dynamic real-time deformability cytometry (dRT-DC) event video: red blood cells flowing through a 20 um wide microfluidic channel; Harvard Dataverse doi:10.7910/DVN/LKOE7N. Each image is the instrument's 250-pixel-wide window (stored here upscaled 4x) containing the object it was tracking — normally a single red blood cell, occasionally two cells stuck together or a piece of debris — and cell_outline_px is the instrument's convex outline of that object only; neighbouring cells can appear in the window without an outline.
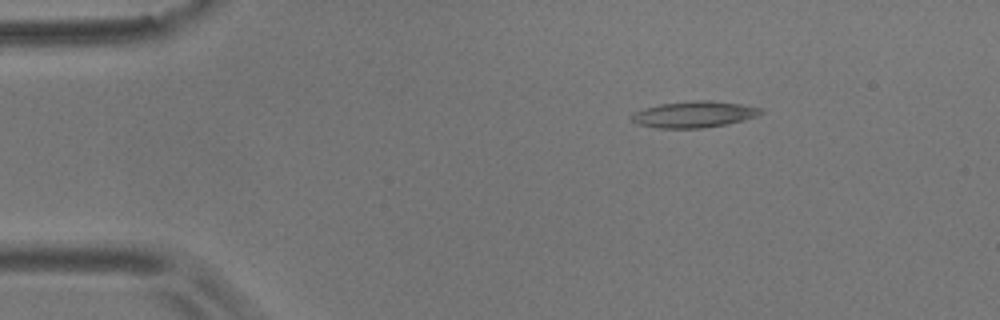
{"species": "common noctule bat (a hibernating species)", "species_latin": "Nyctalus noctula", "temperature_condition": "room temperature", "stored_images_in_passage": 3, "camera_frame_rate_fps": 3000, "um_per_image_px": 0.085, "animal": {"sex": "male", "body_mass_g": 17.9}, "frame": {"image": 1, "passage_image": 1, "time_ms": 0.0, "image_size_px": [1000, 320], "cell_outline_px": [[764, 112], [760, 116], [744, 120], [724, 124], [700, 128], [656, 128], [640, 124], [632, 120], [628, 116], [632, 112], [644, 108], [660, 104], [692, 100], [712, 100], [740, 104], [764, 108]], "centroid_in_image_um": [59.01, 9.71], "position_along_channel_um": 26.0, "area_um2": 20.0}}